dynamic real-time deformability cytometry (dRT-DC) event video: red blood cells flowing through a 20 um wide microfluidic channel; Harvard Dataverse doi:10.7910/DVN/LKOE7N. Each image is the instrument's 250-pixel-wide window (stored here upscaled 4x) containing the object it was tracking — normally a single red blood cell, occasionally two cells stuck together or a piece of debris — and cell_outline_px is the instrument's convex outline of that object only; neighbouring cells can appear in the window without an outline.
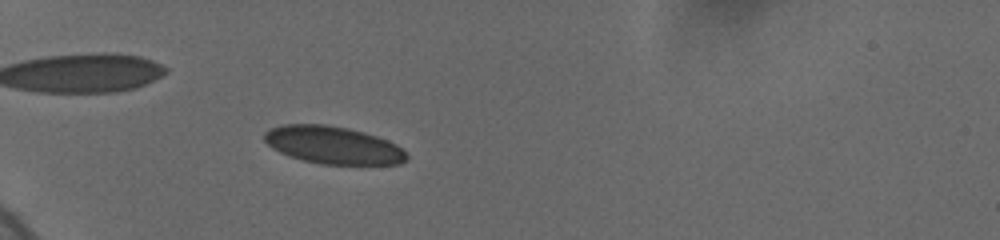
{"species": "human", "species_latin": "Homo sapiens", "temperature_condition": "cold", "stored_images_in_passage": 45, "camera_frame_rate_fps": 3000, "um_per_image_px": 0.085, "donor": {"sex": "female"}, "frame": {"image": 1, "passage_image": 15, "time_ms": 3.333, "image_size_px": [1000, 240], "cell_outline_px": [[408, 156], [400, 164], [320, 164], [288, 156], [272, 148], [264, 140], [264, 132], [268, 128], [284, 124], [328, 124], [348, 128], [364, 132], [388, 140], [396, 144]], "centroid_in_image_um": [28.27, 12.32], "position_along_channel_um": 56.7, "area_um2": 31.15}}
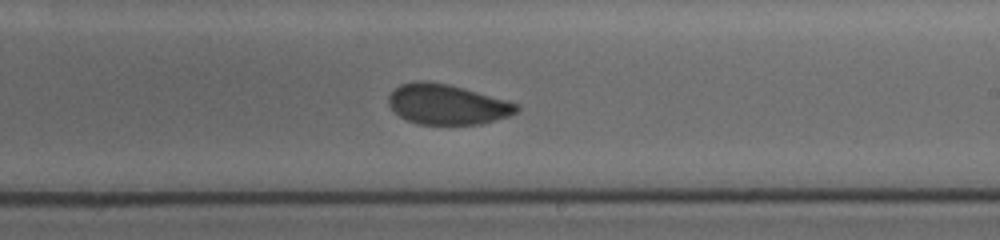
{"frame": {"image": 2, "passage_image": 31, "time_ms": 9.333, "image_size_px": [1000, 240], "cell_outline_px": [[520, 108], [516, 112], [508, 116], [496, 120], [480, 124], [416, 124], [400, 116], [388, 104], [388, 96], [400, 84], [416, 80], [428, 80], [448, 84], [464, 88], [508, 100], [520, 104]], "centroid_in_image_um": [38.02, 8.86], "position_along_channel_um": 251.0, "area_um2": 30.11}}
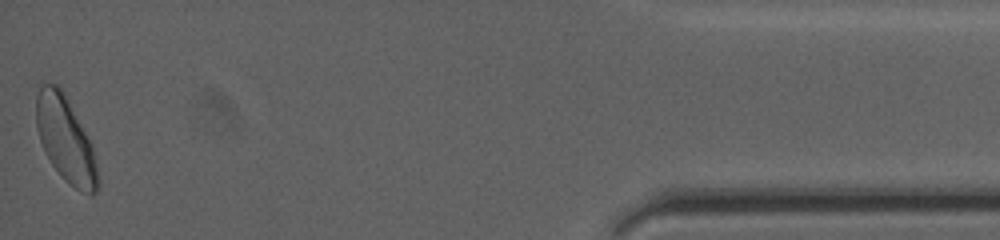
{"frame": {"image": 3, "passage_image": 44, "time_ms": 16.0, "image_size_px": [1000, 240], "cell_outline_px": [[100, 188], [92, 196], [88, 196], [80, 192], [64, 180], [52, 164], [44, 152], [40, 140], [36, 124], [36, 96], [40, 80], [56, 84], [64, 92], [92, 144], [100, 180]], "centroid_in_image_um": [5.58, 11.86], "position_along_channel_um": 429.6, "area_um2": 31.21}, "authors_computed_cell_mechanics": {"area_um2": 30.923, "velocity_mm_per_s": 3.6806, "shape_relaxation_time_tau1_ms": 7.0747, "shape_relaxation_time_tau2_ms": 0.8381, "deformation_change_tau1": 0.1157, "deformation_change_tau2": 0.0551}}